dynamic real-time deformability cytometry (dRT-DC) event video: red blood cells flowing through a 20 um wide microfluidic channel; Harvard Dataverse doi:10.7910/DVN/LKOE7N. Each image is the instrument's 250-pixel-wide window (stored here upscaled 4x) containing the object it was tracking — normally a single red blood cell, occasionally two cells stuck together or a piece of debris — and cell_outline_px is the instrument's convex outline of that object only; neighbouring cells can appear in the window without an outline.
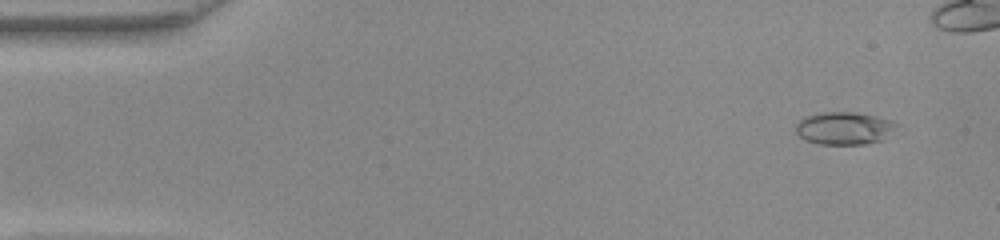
{"species": "common noctule bat (a hibernating species)", "species_latin": "Nyctalus noctula", "temperature_condition": "warm", "stored_images_in_passage": 46, "camera_frame_rate_fps": 3000, "um_per_image_px": 0.085, "animal": {"sex": "female", "body_mass_g": 22.0, "forearm_length_mm": 56.7}, "frame": {"image": 1, "passage_image": 4, "time_ms": 1.0, "image_size_px": [1000, 240], "cell_outline_px": [[904, 132], [884, 140], [864, 144], [816, 144], [804, 140], [796, 132], [796, 124], [804, 116], [820, 112], [856, 112], [888, 120], [900, 124]], "centroid_in_image_um": [71.89, 10.92], "position_along_channel_um": 13.1, "area_um2": 19.94}}
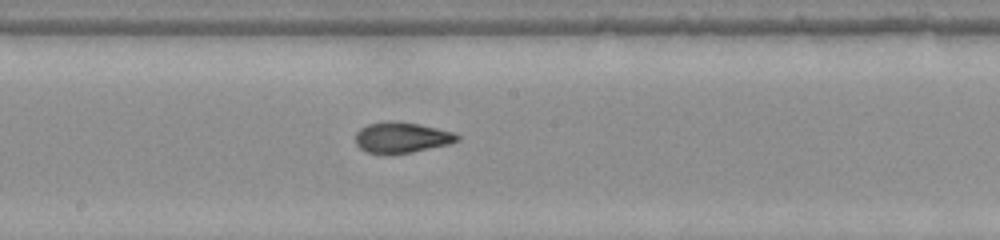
{"frame": {"image": 2, "passage_image": 28, "time_ms": 9.0, "image_size_px": [1000, 240], "cell_outline_px": [[460, 140], [448, 144], [412, 152], [388, 156], [380, 156], [368, 152], [360, 148], [356, 144], [356, 132], [360, 128], [368, 124], [384, 120], [396, 120], [420, 124], [452, 132], [460, 136]], "centroid_in_image_um": [34.09, 11.7], "position_along_channel_um": 214.1, "area_um2": 18.73}}
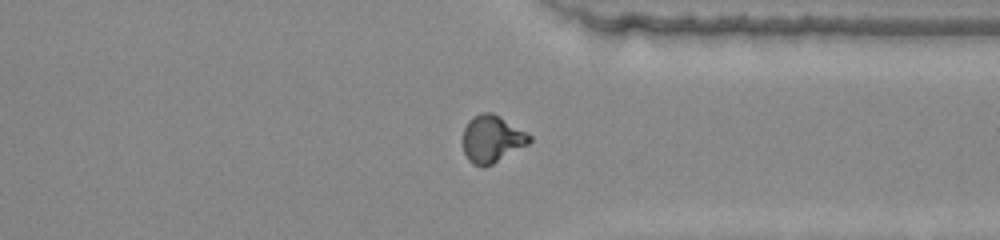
{"frame": {"image": 3, "passage_image": 40, "time_ms": 13.0, "image_size_px": [1000, 240], "cell_outline_px": [[532, 140], [528, 144], [492, 164], [484, 168], [480, 168], [472, 164], [468, 160], [464, 152], [464, 128], [468, 120], [472, 116], [480, 112], [492, 112], [500, 116], [532, 136]], "centroid_in_image_um": [41.8, 11.81], "position_along_channel_um": 369.6, "area_um2": 18.38}, "authors_computed_cell_mechanics": {"area_um2": 18.5249, "velocity_mm_per_s": 3.9367, "shape_relaxation_time_tau1_ms": null, "shape_relaxation_time_tau2_ms": 0.9267, "deformation_change_tau1": null, "deformation_change_tau2": 0.0524}}